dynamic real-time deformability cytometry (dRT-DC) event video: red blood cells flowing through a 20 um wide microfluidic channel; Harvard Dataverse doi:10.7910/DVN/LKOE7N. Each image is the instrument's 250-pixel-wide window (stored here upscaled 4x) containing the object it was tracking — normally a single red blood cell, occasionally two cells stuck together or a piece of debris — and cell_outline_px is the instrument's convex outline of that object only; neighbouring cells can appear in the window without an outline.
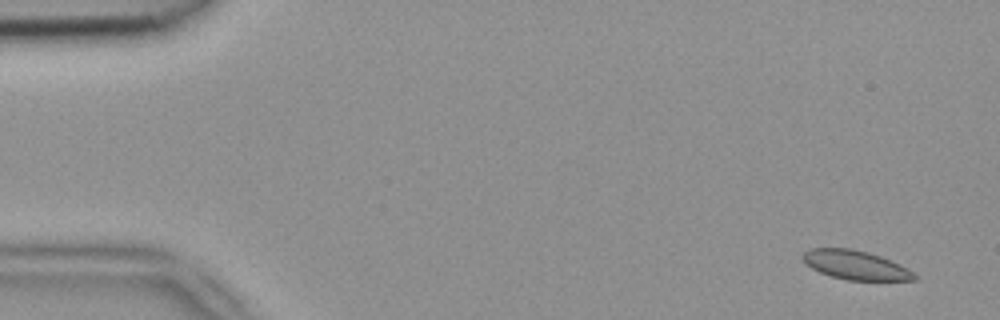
{"species": "common noctule bat (a hibernating species)", "species_latin": "Nyctalus noctula", "temperature_condition": "room temperature", "stored_images_in_passage": 52, "camera_frame_rate_fps": 3000, "um_per_image_px": 0.085, "animal": {"sex": "female", "body_mass_g": 18.4}, "frame": {"image": 1, "passage_image": 3, "time_ms": 0.667, "image_size_px": [1000, 320], "cell_outline_px": [[920, 276], [916, 280], [848, 280], [832, 276], [820, 272], [804, 264], [800, 256], [808, 248], [852, 248], [868, 252], [880, 256]], "centroid_in_image_um": [72.64, 22.52], "position_along_channel_um": 12.4, "area_um2": 18.79}}
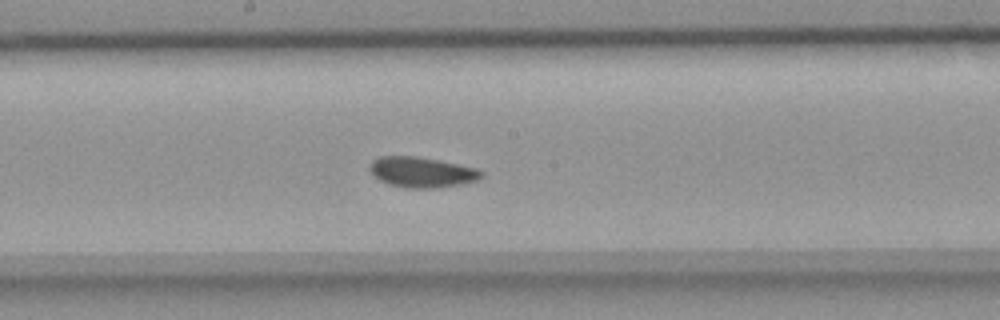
{"frame": {"image": 2, "passage_image": 28, "time_ms": 9.0, "image_size_px": [1000, 320], "cell_outline_px": [[484, 176], [480, 180], [440, 188], [404, 188], [388, 184], [372, 176], [368, 168], [372, 160], [380, 156], [416, 156], [476, 168], [484, 172]], "centroid_in_image_um": [35.83, 14.65], "position_along_channel_um": 212.4, "area_um2": 20.0}}
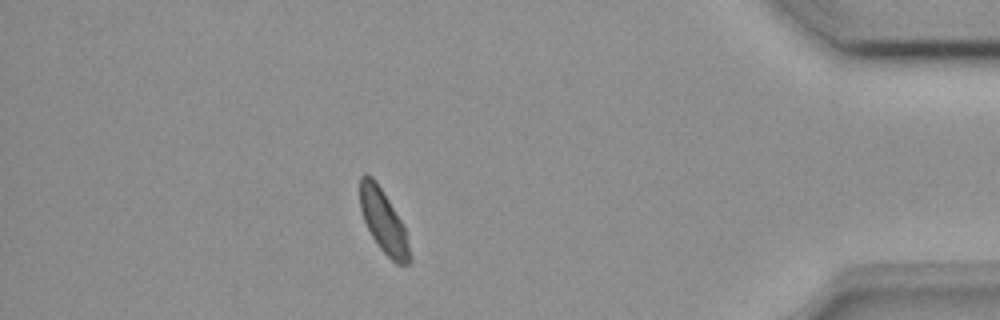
{"frame": {"image": 3, "passage_image": 46, "time_ms": 15.0, "image_size_px": [1000, 320], "cell_outline_px": [[412, 260], [408, 264], [396, 264], [380, 248], [372, 236], [364, 220], [360, 208], [360, 176], [364, 172], [372, 176], [376, 180], [400, 220], [404, 228], [412, 256]], "centroid_in_image_um": [32.59, 18.81], "position_along_channel_um": 402.6, "area_um2": 18.03}, "authors_computed_cell_mechanics": {"area_um2": 19.3919, "velocity_mm_per_s": 3.8857, "shape_relaxation_time_tau1_ms": 3.7262, "shape_relaxation_time_tau2_ms": 1.4542, "deformation_change_tau1": 0.0899, "deformation_change_tau2": 0.0552}}